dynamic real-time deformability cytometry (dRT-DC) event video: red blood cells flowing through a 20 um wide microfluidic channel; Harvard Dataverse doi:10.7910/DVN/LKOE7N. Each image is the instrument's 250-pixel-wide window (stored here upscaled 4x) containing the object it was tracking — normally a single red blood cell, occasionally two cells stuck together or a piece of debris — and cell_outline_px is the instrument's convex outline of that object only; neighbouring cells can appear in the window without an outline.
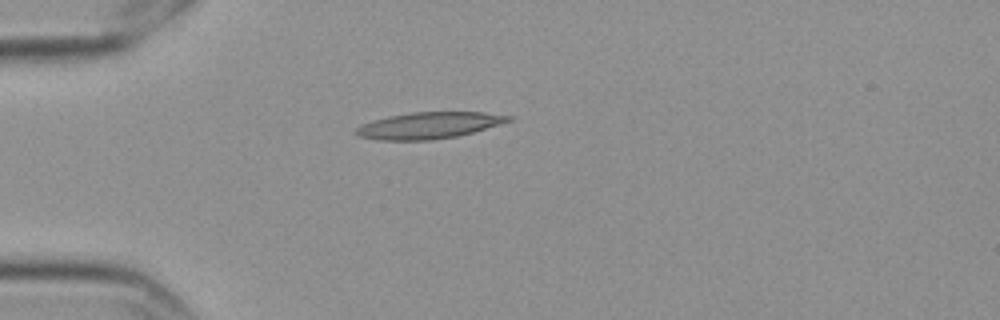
{"species": "Egyptian fruit bat (a non-hibernating species)", "species_latin": "Rousettus aegyptiacus", "temperature_condition": "cold", "stored_images_in_passage": 15, "camera_frame_rate_fps": 3000, "um_per_image_px": 0.085, "frame": {"image": 1, "passage_image": 4, "time_ms": 1.0, "image_size_px": [1000, 320], "cell_outline_px": [[512, 120], [500, 124], [472, 132], [456, 136], [432, 140], [376, 140], [356, 136], [352, 132], [360, 124], [372, 120], [388, 116], [412, 112], [484, 112], [512, 116]], "centroid_in_image_um": [36.37, 10.66], "position_along_channel_um": 48.6, "area_um2": 23.64}}
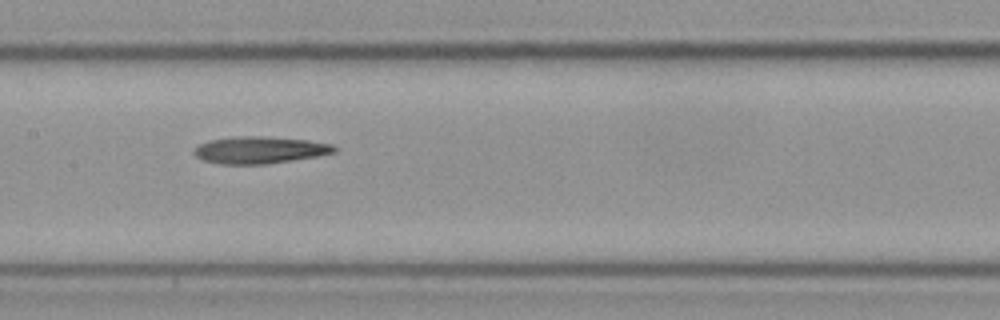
{"frame": {"image": 2, "passage_image": 8, "time_ms": 2.333, "image_size_px": [1000, 320], "cell_outline_px": [[340, 148], [336, 152], [316, 156], [264, 164], [220, 164], [204, 160], [196, 156], [192, 152], [192, 148], [208, 140], [236, 136], [264, 136], [308, 140], [332, 144]], "centroid_in_image_um": [22.06, 12.74], "position_along_channel_um": 185.3, "area_um2": 22.14}}
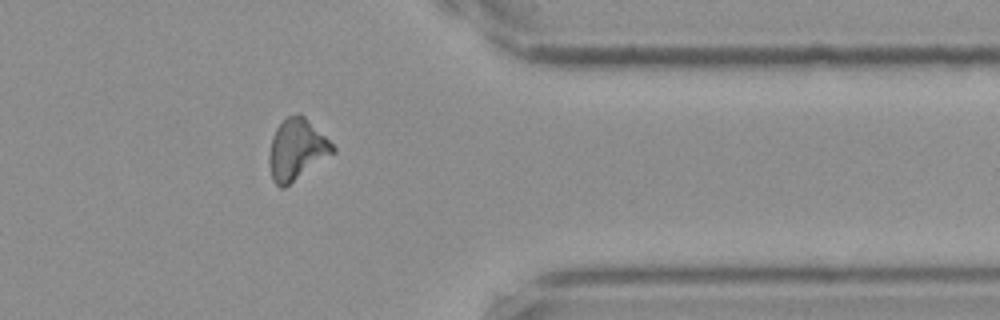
{"frame": {"image": 3, "passage_image": 13, "time_ms": 4.0, "image_size_px": [1000, 320], "cell_outline_px": [[336, 152], [284, 188], [280, 188], [272, 180], [268, 160], [268, 156], [272, 136], [276, 128], [288, 116], [300, 112], [336, 148]], "centroid_in_image_um": [25.2, 12.73], "position_along_channel_um": 386.2, "area_um2": 22.54}}